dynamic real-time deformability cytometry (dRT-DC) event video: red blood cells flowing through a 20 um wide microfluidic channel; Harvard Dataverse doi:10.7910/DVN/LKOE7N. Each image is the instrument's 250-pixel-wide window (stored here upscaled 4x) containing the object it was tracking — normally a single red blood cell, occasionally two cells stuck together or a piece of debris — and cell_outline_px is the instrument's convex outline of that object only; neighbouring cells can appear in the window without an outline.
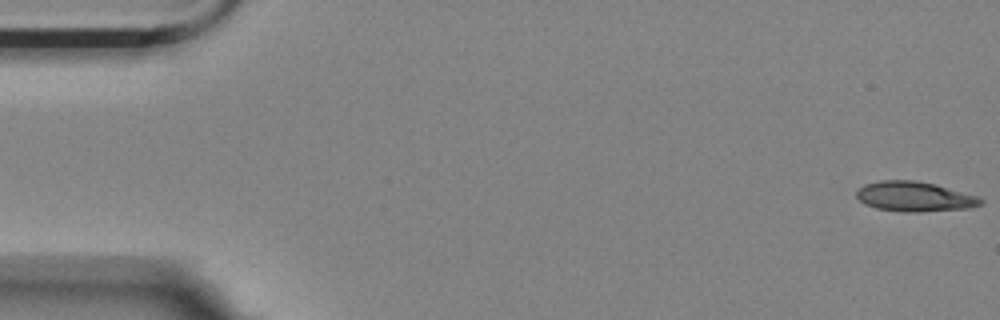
{"species": "Egyptian fruit bat (a non-hibernating species)", "species_latin": "Rousettus aegyptiacus", "temperature_condition": "room temperature", "stored_images_in_passage": 56, "camera_frame_rate_fps": 3000, "um_per_image_px": 0.085, "animal": {"sex": "female"}, "frame": {"image": 1, "passage_image": 1, "time_ms": 0.0, "image_size_px": [1000, 320], "cell_outline_px": [[984, 204], [968, 208], [920, 212], [904, 212], [876, 208], [864, 204], [856, 196], [856, 192], [864, 184], [880, 180], [916, 180], [936, 184], [976, 196], [984, 200]], "centroid_in_image_um": [77.73, 16.71], "position_along_channel_um": 7.3, "area_um2": 21.68}}
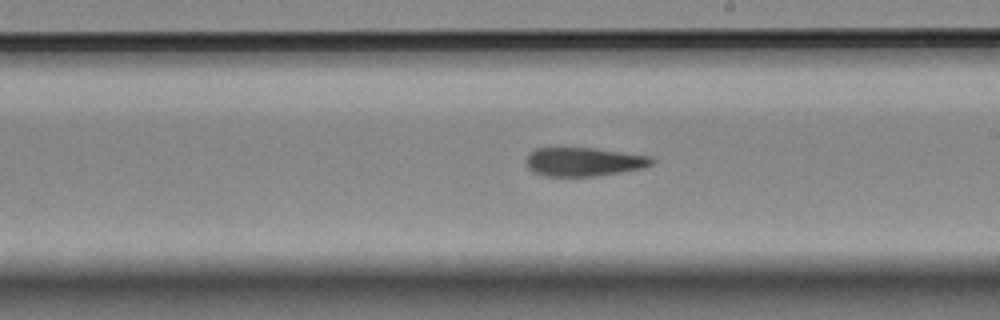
{"frame": {"image": 2, "passage_image": 32, "time_ms": 10.333, "image_size_px": [1000, 320], "cell_outline_px": [[656, 160], [652, 164], [644, 168], [596, 176], [544, 176], [532, 172], [528, 168], [528, 152], [536, 148], [592, 148], [652, 156]], "centroid_in_image_um": [49.64, 13.75], "position_along_channel_um": 239.4, "area_um2": 21.04}}
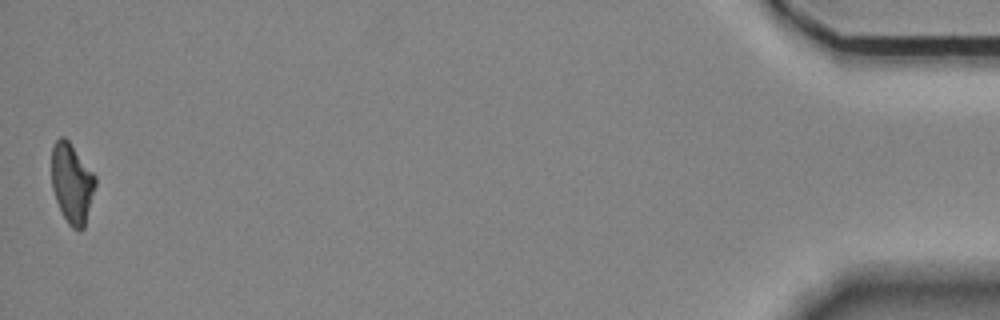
{"frame": {"image": 3, "passage_image": 56, "time_ms": 18.333, "image_size_px": [1000, 320], "cell_outline_px": [[96, 184], [84, 228], [80, 232], [72, 228], [68, 224], [56, 200], [52, 188], [52, 148], [56, 140], [60, 136], [64, 136], [68, 140], [96, 176]], "centroid_in_image_um": [6.12, 15.58], "position_along_channel_um": 429.1, "area_um2": 20.29}, "authors_computed_cell_mechanics": {"area_um2": 21.7328, "velocity_mm_per_s": 3.5352, "shape_relaxation_time_tau1_ms": 10.8122, "shape_relaxation_time_tau2_ms": 6.5704, "deformation_change_tau1": 0.2687, "deformation_change_tau2": 0.1676}}